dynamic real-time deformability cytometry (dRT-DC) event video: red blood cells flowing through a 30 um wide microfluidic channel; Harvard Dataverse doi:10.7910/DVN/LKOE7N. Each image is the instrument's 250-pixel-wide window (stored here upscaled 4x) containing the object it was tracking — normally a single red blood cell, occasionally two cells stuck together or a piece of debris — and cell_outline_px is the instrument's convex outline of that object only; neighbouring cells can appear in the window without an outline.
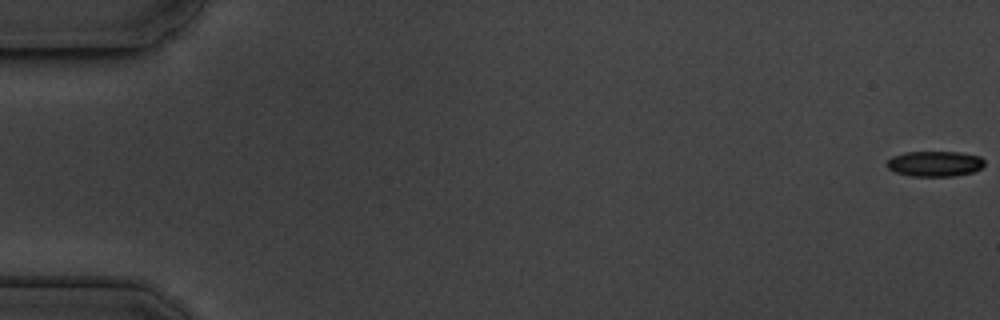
{"species": "common noctule bat (a hibernating species)", "species_latin": "Nyctalus noctula", "temperature_condition": "cold", "stored_images_in_passage": 57, "camera_frame_rate_fps": 3000, "um_per_image_px": 0.085, "animal": {"sex": "male", "body_mass_g": 19.5, "forearm_length_mm": 54.6}, "frame": {"image": 1, "passage_image": 1, "time_ms": 0.0, "image_size_px": [1000, 320], "cell_outline_px": [[984, 164], [980, 168], [972, 172], [956, 176], [908, 176], [896, 172], [888, 168], [888, 160], [892, 156], [904, 152], [960, 152], [980, 156], [984, 160]], "centroid_in_image_um": [79.46, 13.91], "position_along_channel_um": 5.5, "area_um2": 14.45}}
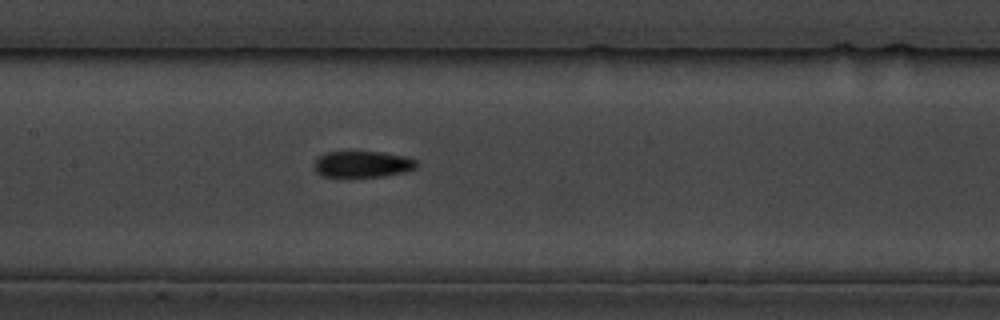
{"frame": {"image": 2, "passage_image": 28, "time_ms": 9.0, "image_size_px": [1000, 320], "cell_outline_px": [[420, 164], [416, 168], [404, 172], [384, 176], [336, 180], [320, 176], [312, 168], [312, 164], [324, 152], [384, 152], [408, 156], [416, 160]], "centroid_in_image_um": [30.75, 14.01], "position_along_channel_um": 176.6, "area_um2": 16.82}}
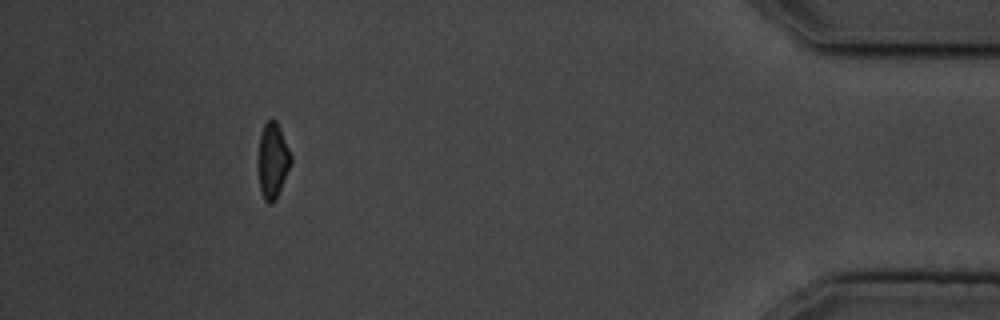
{"frame": {"image": 3, "passage_image": 52, "time_ms": 17.0, "image_size_px": [1000, 320], "cell_outline_px": [[292, 164], [276, 200], [272, 204], [268, 204], [264, 200], [260, 188], [260, 136], [264, 124], [268, 120], [276, 120], [280, 128], [292, 156]], "centroid_in_image_um": [23.23, 13.69], "position_along_channel_um": 412.0, "area_um2": 14.1}, "authors_computed_cell_mechanics": {"area_um2": 15.5482, "velocity_mm_per_s": 3.6471, "shape_relaxation_time_tau1_ms": 2.9872, "shape_relaxation_time_tau2_ms": null, "deformation_change_tau1": 0.1122, "deformation_change_tau2": null}}